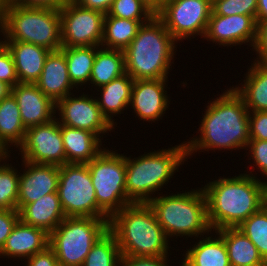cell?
Instances as JSON below:
<instances>
[{"label": "cell", "instance_id": "obj_1", "mask_svg": "<svg viewBox=\"0 0 267 266\" xmlns=\"http://www.w3.org/2000/svg\"><path fill=\"white\" fill-rule=\"evenodd\" d=\"M199 128L200 138L186 143L187 157L205 149H244L249 138V110L232 88L206 106Z\"/></svg>", "mask_w": 267, "mask_h": 266}, {"label": "cell", "instance_id": "obj_2", "mask_svg": "<svg viewBox=\"0 0 267 266\" xmlns=\"http://www.w3.org/2000/svg\"><path fill=\"white\" fill-rule=\"evenodd\" d=\"M266 182L253 174L220 178L203 187L208 222L213 229L238 227L263 206Z\"/></svg>", "mask_w": 267, "mask_h": 266}, {"label": "cell", "instance_id": "obj_3", "mask_svg": "<svg viewBox=\"0 0 267 266\" xmlns=\"http://www.w3.org/2000/svg\"><path fill=\"white\" fill-rule=\"evenodd\" d=\"M109 230L116 236L122 256H168V237L148 203H133L115 213Z\"/></svg>", "mask_w": 267, "mask_h": 266}, {"label": "cell", "instance_id": "obj_4", "mask_svg": "<svg viewBox=\"0 0 267 266\" xmlns=\"http://www.w3.org/2000/svg\"><path fill=\"white\" fill-rule=\"evenodd\" d=\"M175 41L163 21L154 15L140 26L136 37L123 51L125 72L134 80L167 78Z\"/></svg>", "mask_w": 267, "mask_h": 266}, {"label": "cell", "instance_id": "obj_5", "mask_svg": "<svg viewBox=\"0 0 267 266\" xmlns=\"http://www.w3.org/2000/svg\"><path fill=\"white\" fill-rule=\"evenodd\" d=\"M134 159L126 157L127 197L132 203H148L152 199L150 194L161 190L172 178L175 170L186 161V143Z\"/></svg>", "mask_w": 267, "mask_h": 266}, {"label": "cell", "instance_id": "obj_6", "mask_svg": "<svg viewBox=\"0 0 267 266\" xmlns=\"http://www.w3.org/2000/svg\"><path fill=\"white\" fill-rule=\"evenodd\" d=\"M0 32L6 38L4 41L31 43L50 51L60 50V10L6 3Z\"/></svg>", "mask_w": 267, "mask_h": 266}, {"label": "cell", "instance_id": "obj_7", "mask_svg": "<svg viewBox=\"0 0 267 266\" xmlns=\"http://www.w3.org/2000/svg\"><path fill=\"white\" fill-rule=\"evenodd\" d=\"M148 204L168 238L175 235L198 237L199 234L201 237L212 231L202 188L170 196H154Z\"/></svg>", "mask_w": 267, "mask_h": 266}, {"label": "cell", "instance_id": "obj_8", "mask_svg": "<svg viewBox=\"0 0 267 266\" xmlns=\"http://www.w3.org/2000/svg\"><path fill=\"white\" fill-rule=\"evenodd\" d=\"M109 220L95 217H66L49 234L48 246L59 266H82L96 241L109 230Z\"/></svg>", "mask_w": 267, "mask_h": 266}, {"label": "cell", "instance_id": "obj_9", "mask_svg": "<svg viewBox=\"0 0 267 266\" xmlns=\"http://www.w3.org/2000/svg\"><path fill=\"white\" fill-rule=\"evenodd\" d=\"M88 165L95 188L97 205L111 218L133 204L126 193V156L103 150Z\"/></svg>", "mask_w": 267, "mask_h": 266}, {"label": "cell", "instance_id": "obj_10", "mask_svg": "<svg viewBox=\"0 0 267 266\" xmlns=\"http://www.w3.org/2000/svg\"><path fill=\"white\" fill-rule=\"evenodd\" d=\"M57 193L66 217L110 219L97 205L87 164L67 163L59 166Z\"/></svg>", "mask_w": 267, "mask_h": 266}, {"label": "cell", "instance_id": "obj_11", "mask_svg": "<svg viewBox=\"0 0 267 266\" xmlns=\"http://www.w3.org/2000/svg\"><path fill=\"white\" fill-rule=\"evenodd\" d=\"M61 44L66 47L101 46L105 14L70 0L60 9Z\"/></svg>", "mask_w": 267, "mask_h": 266}, {"label": "cell", "instance_id": "obj_12", "mask_svg": "<svg viewBox=\"0 0 267 266\" xmlns=\"http://www.w3.org/2000/svg\"><path fill=\"white\" fill-rule=\"evenodd\" d=\"M212 13V0H169L157 16L177 41L204 37Z\"/></svg>", "mask_w": 267, "mask_h": 266}, {"label": "cell", "instance_id": "obj_13", "mask_svg": "<svg viewBox=\"0 0 267 266\" xmlns=\"http://www.w3.org/2000/svg\"><path fill=\"white\" fill-rule=\"evenodd\" d=\"M56 119L26 129L24 140L18 147L24 161L57 166L66 164L61 124Z\"/></svg>", "mask_w": 267, "mask_h": 266}, {"label": "cell", "instance_id": "obj_14", "mask_svg": "<svg viewBox=\"0 0 267 266\" xmlns=\"http://www.w3.org/2000/svg\"><path fill=\"white\" fill-rule=\"evenodd\" d=\"M70 95L56 102V109L60 111L61 117L58 120L59 124L88 130L98 137L101 133L104 134L114 128V125L102 114L97 99L84 94L81 97L73 95V98Z\"/></svg>", "mask_w": 267, "mask_h": 266}, {"label": "cell", "instance_id": "obj_15", "mask_svg": "<svg viewBox=\"0 0 267 266\" xmlns=\"http://www.w3.org/2000/svg\"><path fill=\"white\" fill-rule=\"evenodd\" d=\"M204 38L218 42L219 45H242L246 42L254 47L257 38V23L252 16L247 15H211Z\"/></svg>", "mask_w": 267, "mask_h": 266}, {"label": "cell", "instance_id": "obj_16", "mask_svg": "<svg viewBox=\"0 0 267 266\" xmlns=\"http://www.w3.org/2000/svg\"><path fill=\"white\" fill-rule=\"evenodd\" d=\"M23 162L26 169L19 176L18 211L44 195L57 192L59 182V166Z\"/></svg>", "mask_w": 267, "mask_h": 266}, {"label": "cell", "instance_id": "obj_17", "mask_svg": "<svg viewBox=\"0 0 267 266\" xmlns=\"http://www.w3.org/2000/svg\"><path fill=\"white\" fill-rule=\"evenodd\" d=\"M11 93L17 100L22 123L26 129L48 123L56 117V103L36 84L18 83L11 88Z\"/></svg>", "mask_w": 267, "mask_h": 266}, {"label": "cell", "instance_id": "obj_18", "mask_svg": "<svg viewBox=\"0 0 267 266\" xmlns=\"http://www.w3.org/2000/svg\"><path fill=\"white\" fill-rule=\"evenodd\" d=\"M167 79L134 80L129 106L133 107L139 119L156 121L162 118L169 105L165 91Z\"/></svg>", "mask_w": 267, "mask_h": 266}, {"label": "cell", "instance_id": "obj_19", "mask_svg": "<svg viewBox=\"0 0 267 266\" xmlns=\"http://www.w3.org/2000/svg\"><path fill=\"white\" fill-rule=\"evenodd\" d=\"M35 84L55 103L71 93L69 91L73 90L74 85L69 78L65 53L61 49L48 54Z\"/></svg>", "mask_w": 267, "mask_h": 266}, {"label": "cell", "instance_id": "obj_20", "mask_svg": "<svg viewBox=\"0 0 267 266\" xmlns=\"http://www.w3.org/2000/svg\"><path fill=\"white\" fill-rule=\"evenodd\" d=\"M49 244V234L43 229L31 226L19 219L5 244L0 250V256L28 259L43 251Z\"/></svg>", "mask_w": 267, "mask_h": 266}, {"label": "cell", "instance_id": "obj_21", "mask_svg": "<svg viewBox=\"0 0 267 266\" xmlns=\"http://www.w3.org/2000/svg\"><path fill=\"white\" fill-rule=\"evenodd\" d=\"M1 42L12 55L19 83L35 84L51 51L35 44L20 41Z\"/></svg>", "mask_w": 267, "mask_h": 266}, {"label": "cell", "instance_id": "obj_22", "mask_svg": "<svg viewBox=\"0 0 267 266\" xmlns=\"http://www.w3.org/2000/svg\"><path fill=\"white\" fill-rule=\"evenodd\" d=\"M20 220L31 226L52 233L66 218L58 193H50L37 201L26 204L20 211Z\"/></svg>", "mask_w": 267, "mask_h": 266}, {"label": "cell", "instance_id": "obj_23", "mask_svg": "<svg viewBox=\"0 0 267 266\" xmlns=\"http://www.w3.org/2000/svg\"><path fill=\"white\" fill-rule=\"evenodd\" d=\"M61 135L67 163L86 164L94 159L101 149V139L94 133L61 125Z\"/></svg>", "mask_w": 267, "mask_h": 266}, {"label": "cell", "instance_id": "obj_24", "mask_svg": "<svg viewBox=\"0 0 267 266\" xmlns=\"http://www.w3.org/2000/svg\"><path fill=\"white\" fill-rule=\"evenodd\" d=\"M224 240L231 266H267L257 247L237 227L216 230Z\"/></svg>", "mask_w": 267, "mask_h": 266}, {"label": "cell", "instance_id": "obj_25", "mask_svg": "<svg viewBox=\"0 0 267 266\" xmlns=\"http://www.w3.org/2000/svg\"><path fill=\"white\" fill-rule=\"evenodd\" d=\"M134 79L125 73L101 87V99L97 100L102 114L114 125L111 119L113 114H121V111L129 107ZM112 114V115H111Z\"/></svg>", "mask_w": 267, "mask_h": 266}, {"label": "cell", "instance_id": "obj_26", "mask_svg": "<svg viewBox=\"0 0 267 266\" xmlns=\"http://www.w3.org/2000/svg\"><path fill=\"white\" fill-rule=\"evenodd\" d=\"M244 85L233 89L243 98L250 112L267 111V65L255 62L251 64Z\"/></svg>", "mask_w": 267, "mask_h": 266}, {"label": "cell", "instance_id": "obj_27", "mask_svg": "<svg viewBox=\"0 0 267 266\" xmlns=\"http://www.w3.org/2000/svg\"><path fill=\"white\" fill-rule=\"evenodd\" d=\"M202 239L197 245L186 249L182 266H231L226 245L220 235Z\"/></svg>", "mask_w": 267, "mask_h": 266}, {"label": "cell", "instance_id": "obj_28", "mask_svg": "<svg viewBox=\"0 0 267 266\" xmlns=\"http://www.w3.org/2000/svg\"><path fill=\"white\" fill-rule=\"evenodd\" d=\"M25 132L17 100L10 93L0 101V144L9 152V145L14 143L18 147L22 144Z\"/></svg>", "mask_w": 267, "mask_h": 266}, {"label": "cell", "instance_id": "obj_29", "mask_svg": "<svg viewBox=\"0 0 267 266\" xmlns=\"http://www.w3.org/2000/svg\"><path fill=\"white\" fill-rule=\"evenodd\" d=\"M148 21L116 18L105 14L101 47L124 51L136 37L140 26Z\"/></svg>", "mask_w": 267, "mask_h": 266}, {"label": "cell", "instance_id": "obj_30", "mask_svg": "<svg viewBox=\"0 0 267 266\" xmlns=\"http://www.w3.org/2000/svg\"><path fill=\"white\" fill-rule=\"evenodd\" d=\"M125 60L122 50L100 48L96 51L90 83L102 87L125 74Z\"/></svg>", "mask_w": 267, "mask_h": 266}, {"label": "cell", "instance_id": "obj_31", "mask_svg": "<svg viewBox=\"0 0 267 266\" xmlns=\"http://www.w3.org/2000/svg\"><path fill=\"white\" fill-rule=\"evenodd\" d=\"M99 48V46L60 48L65 53L69 78L75 87L90 82L96 51Z\"/></svg>", "mask_w": 267, "mask_h": 266}, {"label": "cell", "instance_id": "obj_32", "mask_svg": "<svg viewBox=\"0 0 267 266\" xmlns=\"http://www.w3.org/2000/svg\"><path fill=\"white\" fill-rule=\"evenodd\" d=\"M121 257L116 236L108 230L92 246L82 266H120Z\"/></svg>", "mask_w": 267, "mask_h": 266}, {"label": "cell", "instance_id": "obj_33", "mask_svg": "<svg viewBox=\"0 0 267 266\" xmlns=\"http://www.w3.org/2000/svg\"><path fill=\"white\" fill-rule=\"evenodd\" d=\"M237 228L257 247L260 256L267 263V210L262 206Z\"/></svg>", "mask_w": 267, "mask_h": 266}, {"label": "cell", "instance_id": "obj_34", "mask_svg": "<svg viewBox=\"0 0 267 266\" xmlns=\"http://www.w3.org/2000/svg\"><path fill=\"white\" fill-rule=\"evenodd\" d=\"M9 164L0 165V209H17L19 174Z\"/></svg>", "mask_w": 267, "mask_h": 266}, {"label": "cell", "instance_id": "obj_35", "mask_svg": "<svg viewBox=\"0 0 267 266\" xmlns=\"http://www.w3.org/2000/svg\"><path fill=\"white\" fill-rule=\"evenodd\" d=\"M107 14L137 21H149L154 16L142 0H114Z\"/></svg>", "mask_w": 267, "mask_h": 266}, {"label": "cell", "instance_id": "obj_36", "mask_svg": "<svg viewBox=\"0 0 267 266\" xmlns=\"http://www.w3.org/2000/svg\"><path fill=\"white\" fill-rule=\"evenodd\" d=\"M257 0H212L211 15H247L256 18Z\"/></svg>", "mask_w": 267, "mask_h": 266}, {"label": "cell", "instance_id": "obj_37", "mask_svg": "<svg viewBox=\"0 0 267 266\" xmlns=\"http://www.w3.org/2000/svg\"><path fill=\"white\" fill-rule=\"evenodd\" d=\"M0 81L13 88L19 83L15 64L8 48L0 41Z\"/></svg>", "mask_w": 267, "mask_h": 266}, {"label": "cell", "instance_id": "obj_38", "mask_svg": "<svg viewBox=\"0 0 267 266\" xmlns=\"http://www.w3.org/2000/svg\"><path fill=\"white\" fill-rule=\"evenodd\" d=\"M248 128L250 139L267 140V111H250Z\"/></svg>", "mask_w": 267, "mask_h": 266}, {"label": "cell", "instance_id": "obj_39", "mask_svg": "<svg viewBox=\"0 0 267 266\" xmlns=\"http://www.w3.org/2000/svg\"><path fill=\"white\" fill-rule=\"evenodd\" d=\"M20 219L17 209H0V250Z\"/></svg>", "mask_w": 267, "mask_h": 266}, {"label": "cell", "instance_id": "obj_40", "mask_svg": "<svg viewBox=\"0 0 267 266\" xmlns=\"http://www.w3.org/2000/svg\"><path fill=\"white\" fill-rule=\"evenodd\" d=\"M260 172L267 177V140L250 139L247 148Z\"/></svg>", "mask_w": 267, "mask_h": 266}, {"label": "cell", "instance_id": "obj_41", "mask_svg": "<svg viewBox=\"0 0 267 266\" xmlns=\"http://www.w3.org/2000/svg\"><path fill=\"white\" fill-rule=\"evenodd\" d=\"M257 23V38L254 44V51L258 54L257 61L263 65H267V21Z\"/></svg>", "mask_w": 267, "mask_h": 266}, {"label": "cell", "instance_id": "obj_42", "mask_svg": "<svg viewBox=\"0 0 267 266\" xmlns=\"http://www.w3.org/2000/svg\"><path fill=\"white\" fill-rule=\"evenodd\" d=\"M167 256L136 257L122 256L120 266H169Z\"/></svg>", "mask_w": 267, "mask_h": 266}, {"label": "cell", "instance_id": "obj_43", "mask_svg": "<svg viewBox=\"0 0 267 266\" xmlns=\"http://www.w3.org/2000/svg\"><path fill=\"white\" fill-rule=\"evenodd\" d=\"M27 262L26 266H59L57 257L49 246L29 257Z\"/></svg>", "mask_w": 267, "mask_h": 266}, {"label": "cell", "instance_id": "obj_44", "mask_svg": "<svg viewBox=\"0 0 267 266\" xmlns=\"http://www.w3.org/2000/svg\"><path fill=\"white\" fill-rule=\"evenodd\" d=\"M70 0H7V3L25 7H40L60 10Z\"/></svg>", "mask_w": 267, "mask_h": 266}, {"label": "cell", "instance_id": "obj_45", "mask_svg": "<svg viewBox=\"0 0 267 266\" xmlns=\"http://www.w3.org/2000/svg\"><path fill=\"white\" fill-rule=\"evenodd\" d=\"M76 4L107 14L114 0H73Z\"/></svg>", "mask_w": 267, "mask_h": 266}, {"label": "cell", "instance_id": "obj_46", "mask_svg": "<svg viewBox=\"0 0 267 266\" xmlns=\"http://www.w3.org/2000/svg\"><path fill=\"white\" fill-rule=\"evenodd\" d=\"M143 3L150 9V11L157 15L169 0H142Z\"/></svg>", "mask_w": 267, "mask_h": 266}, {"label": "cell", "instance_id": "obj_47", "mask_svg": "<svg viewBox=\"0 0 267 266\" xmlns=\"http://www.w3.org/2000/svg\"><path fill=\"white\" fill-rule=\"evenodd\" d=\"M256 22L267 21V0H257Z\"/></svg>", "mask_w": 267, "mask_h": 266}, {"label": "cell", "instance_id": "obj_48", "mask_svg": "<svg viewBox=\"0 0 267 266\" xmlns=\"http://www.w3.org/2000/svg\"><path fill=\"white\" fill-rule=\"evenodd\" d=\"M10 93L11 87L8 84L0 81V101L7 97Z\"/></svg>", "mask_w": 267, "mask_h": 266}, {"label": "cell", "instance_id": "obj_49", "mask_svg": "<svg viewBox=\"0 0 267 266\" xmlns=\"http://www.w3.org/2000/svg\"><path fill=\"white\" fill-rule=\"evenodd\" d=\"M6 3H7V0H0V29H1L3 21H4V13H5Z\"/></svg>", "mask_w": 267, "mask_h": 266}, {"label": "cell", "instance_id": "obj_50", "mask_svg": "<svg viewBox=\"0 0 267 266\" xmlns=\"http://www.w3.org/2000/svg\"><path fill=\"white\" fill-rule=\"evenodd\" d=\"M9 152H7L3 146L0 144V162L2 160H5L7 158H9L10 156L8 155Z\"/></svg>", "mask_w": 267, "mask_h": 266}, {"label": "cell", "instance_id": "obj_51", "mask_svg": "<svg viewBox=\"0 0 267 266\" xmlns=\"http://www.w3.org/2000/svg\"><path fill=\"white\" fill-rule=\"evenodd\" d=\"M263 207L267 210V181L263 193Z\"/></svg>", "mask_w": 267, "mask_h": 266}]
</instances>
